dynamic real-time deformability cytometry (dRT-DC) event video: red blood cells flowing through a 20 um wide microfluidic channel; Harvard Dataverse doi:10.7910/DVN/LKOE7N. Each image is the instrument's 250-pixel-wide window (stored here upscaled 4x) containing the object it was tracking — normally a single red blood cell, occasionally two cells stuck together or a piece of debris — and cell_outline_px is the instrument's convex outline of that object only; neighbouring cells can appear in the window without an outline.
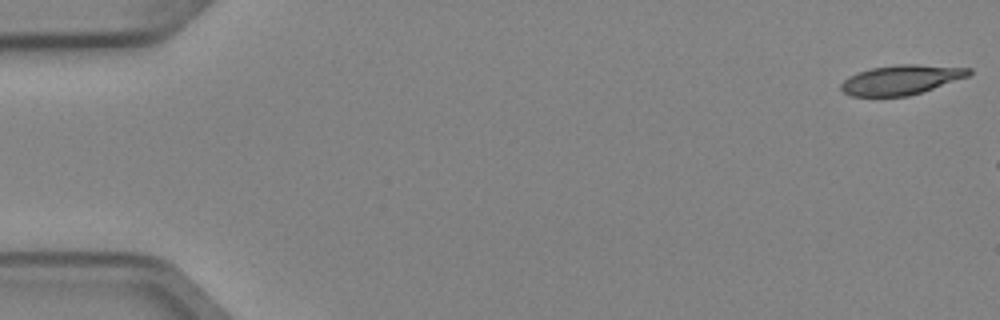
{"species": "Egyptian fruit bat (a non-hibernating species)", "species_latin": "Rousettus aegyptiacus", "temperature_condition": "cold", "stored_images_in_passage": 4, "camera_frame_rate_fps": 3000, "um_per_image_px": 0.085, "animal": {"sex": "female"}, "frame": {"image": 1, "passage_image": 1, "time_ms": 0.0, "image_size_px": [1000, 320], "cell_outline_px": [[972, 72], [968, 76], [908, 96], [852, 96], [844, 92], [840, 88], [840, 84], [848, 76], [872, 68], [896, 64], [916, 64], [972, 68]], "centroid_in_image_um": [76.58, 6.77], "position_along_channel_um": 8.4, "area_um2": 21.79}}